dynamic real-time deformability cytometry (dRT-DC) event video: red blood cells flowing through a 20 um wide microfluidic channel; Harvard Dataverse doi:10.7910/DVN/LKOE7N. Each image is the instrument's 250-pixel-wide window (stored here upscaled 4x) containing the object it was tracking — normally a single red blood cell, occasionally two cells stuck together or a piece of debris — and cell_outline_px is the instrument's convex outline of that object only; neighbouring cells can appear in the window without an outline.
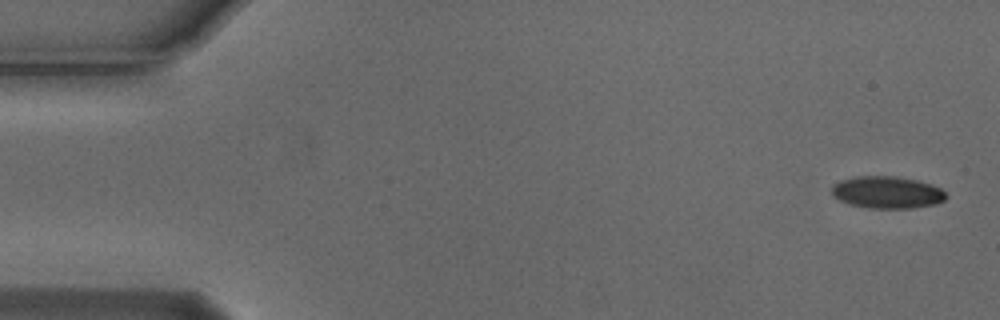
{"species": "Egyptian fruit bat (a non-hibernating species)", "species_latin": "Rousettus aegyptiacus", "temperature_condition": "cold", "stored_images_in_passage": 5, "camera_frame_rate_fps": 3000, "um_per_image_px": 0.085, "animal": {"sex": "male"}, "frame": {"image": 1, "passage_image": 1, "time_ms": 0.0, "image_size_px": [1000, 320], "cell_outline_px": [[948, 196], [944, 200], [936, 204], [912, 208], [868, 208], [848, 204], [840, 200], [832, 192], [832, 184], [840, 180], [856, 176], [896, 176], [916, 180], [932, 184], [940, 188]], "centroid_in_image_um": [75.41, 16.35], "position_along_channel_um": 9.6, "area_um2": 21.44}}
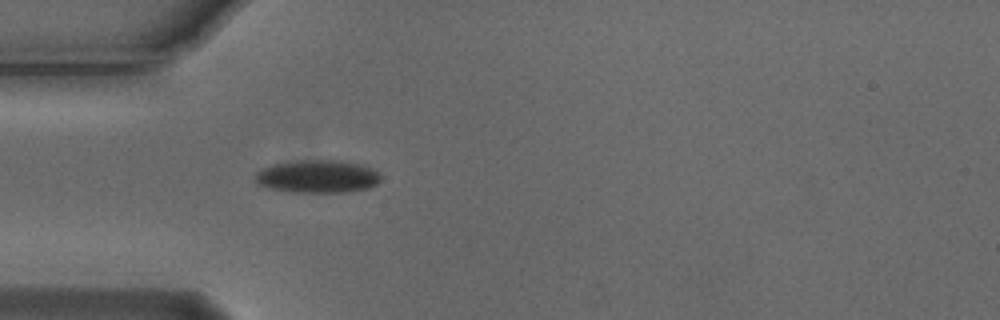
{"frame": {"image": 2, "passage_image": 5, "time_ms": 1.333, "image_size_px": [1000, 320], "cell_outline_px": [[380, 180], [376, 184], [368, 188], [344, 192], [292, 192], [272, 188], [260, 184], [256, 180], [256, 172], [260, 168], [272, 164], [300, 160], [344, 160], [360, 164], [372, 168], [380, 176]], "centroid_in_image_um": [27.0, 14.98], "position_along_channel_um": 58.0, "area_um2": 23.93}}